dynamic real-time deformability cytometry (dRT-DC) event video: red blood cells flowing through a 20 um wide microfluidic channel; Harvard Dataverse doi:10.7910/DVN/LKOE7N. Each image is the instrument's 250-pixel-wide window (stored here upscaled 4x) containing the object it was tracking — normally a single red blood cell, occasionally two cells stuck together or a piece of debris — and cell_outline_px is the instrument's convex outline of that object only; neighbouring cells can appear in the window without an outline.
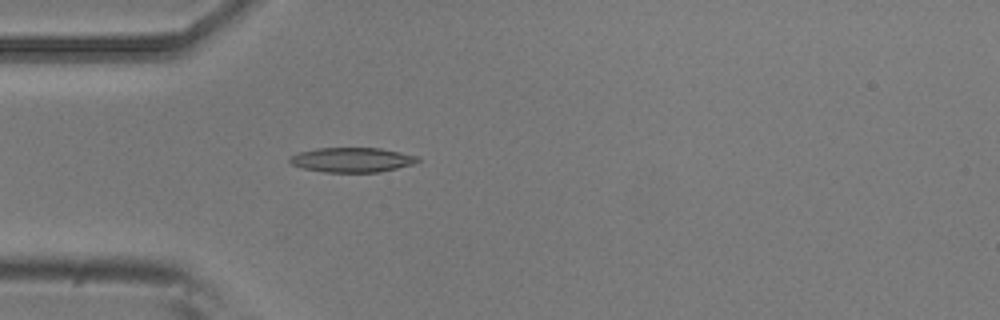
{"species": "common noctule bat (a hibernating species)", "species_latin": "Nyctalus noctula", "temperature_condition": "room temperature", "stored_images_in_passage": 1, "camera_frame_rate_fps": 3000, "um_per_image_px": 0.085, "animal": {"sex": "male", "body_mass_g": 20.5, "forearm_length_mm": 52.5}, "frame": {"image": 1, "passage_image": 1, "time_ms": 0.0, "image_size_px": [1000, 320], "cell_outline_px": [[420, 160], [412, 164], [380, 172], [324, 172], [304, 168], [292, 164], [288, 160], [292, 156], [300, 152], [316, 148], [380, 148], [400, 152], [416, 156]], "centroid_in_image_um": [29.92, 13.58], "position_along_channel_um": 55.1, "area_um2": 18.15}}